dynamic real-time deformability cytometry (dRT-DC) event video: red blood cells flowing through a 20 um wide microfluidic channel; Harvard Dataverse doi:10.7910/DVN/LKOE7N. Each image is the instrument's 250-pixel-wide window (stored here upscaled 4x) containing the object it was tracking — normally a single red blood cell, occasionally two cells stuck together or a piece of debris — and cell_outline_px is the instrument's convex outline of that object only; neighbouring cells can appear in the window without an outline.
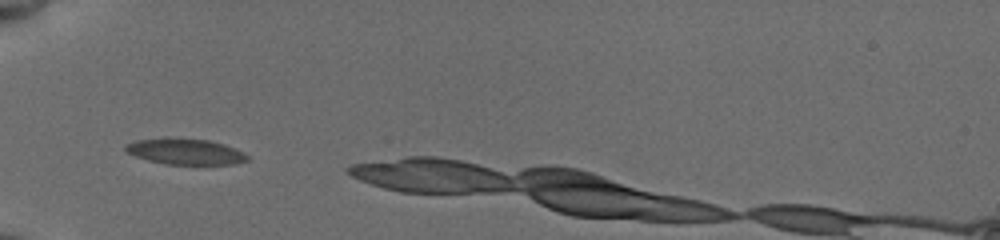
{"species": "common noctule bat (a hibernating species)", "species_latin": "Nyctalus noctula", "temperature_condition": "cold", "stored_images_in_passage": 3, "camera_frame_rate_fps": 3000, "um_per_image_px": 0.085, "animal": {"sex": "female", "body_mass_g": 19.5, "forearm_length_mm": 54.1}, "frame": {"image": 1, "passage_image": 1, "time_ms": 0.0, "image_size_px": [1000, 240], "cell_outline_px": [[248, 160], [236, 164], [164, 164], [148, 160], [124, 152], [124, 148], [128, 144], [136, 140], [208, 140], [224, 144], [244, 152], [248, 156]], "centroid_in_image_um": [15.8, 12.93], "position_along_channel_um": 69.2, "area_um2": 17.63}}